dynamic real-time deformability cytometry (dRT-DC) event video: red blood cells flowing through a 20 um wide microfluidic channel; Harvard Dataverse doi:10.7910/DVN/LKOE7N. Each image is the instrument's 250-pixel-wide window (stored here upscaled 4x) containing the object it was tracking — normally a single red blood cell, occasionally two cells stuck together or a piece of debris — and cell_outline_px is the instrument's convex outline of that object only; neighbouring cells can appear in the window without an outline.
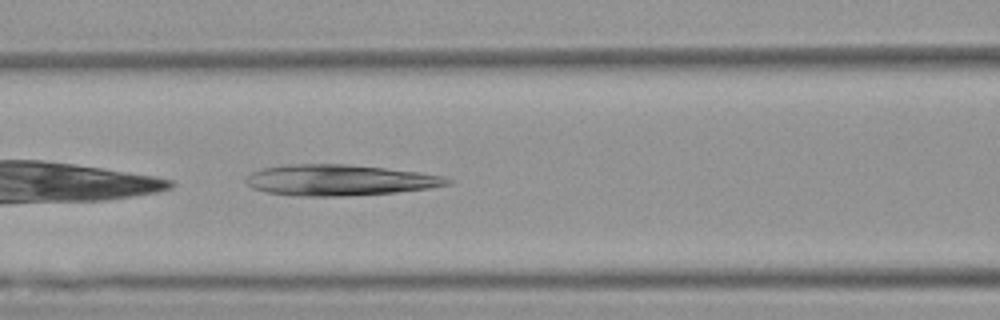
{"species": "Egyptian fruit bat (a non-hibernating species)", "species_latin": "Rousettus aegyptiacus", "temperature_condition": "warm", "stored_images_in_passage": 34, "camera_frame_rate_fps": 3000, "um_per_image_px": 0.085, "animal": {"sex": "female"}, "frame": {"image": 1, "passage_image": 6, "time_ms": 1.667, "image_size_px": [1000, 320], "cell_outline_px": [[452, 180], [448, 184], [428, 188], [396, 192], [348, 196], [296, 196], [264, 192], [252, 188], [244, 180], [244, 176], [260, 168], [284, 164], [348, 164], [420, 172], [440, 176]], "centroid_in_image_um": [28.75, 15.31], "position_along_channel_um": 137.8, "area_um2": 36.47}}
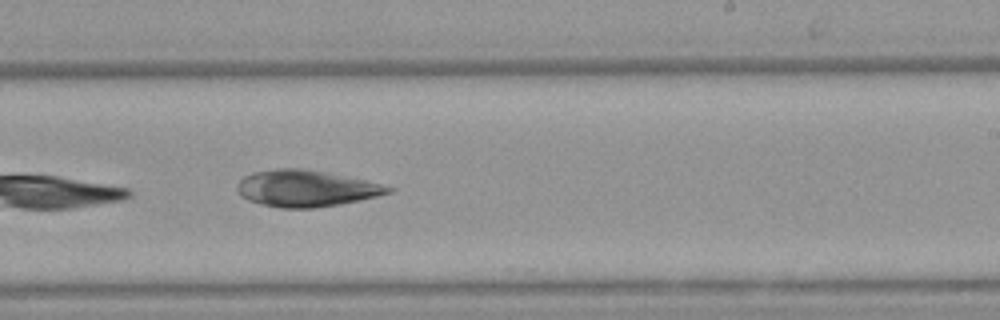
{"frame": {"image": 2, "passage_image": 16, "time_ms": 5.0, "image_size_px": [1000, 320], "cell_outline_px": [[396, 188], [392, 192], [360, 200], [340, 204], [316, 208], [280, 208], [260, 204], [248, 200], [240, 196], [236, 188], [236, 184], [244, 176], [252, 172], [276, 168], [304, 168], [368, 180]], "centroid_in_image_um": [26.0, 16.01], "position_along_channel_um": 263.0, "area_um2": 32.48}}
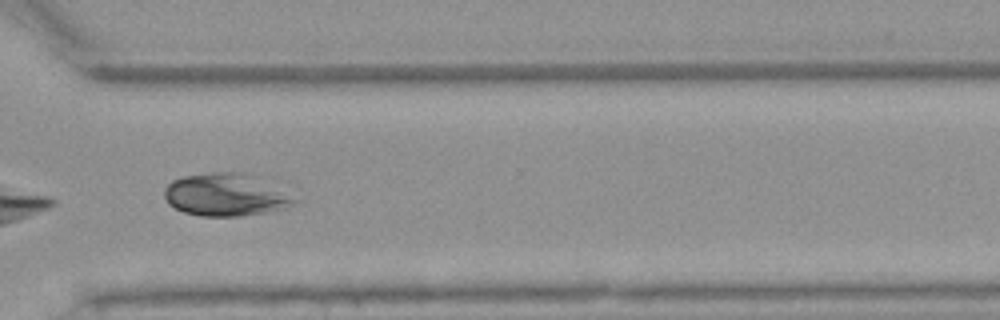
{"frame": {"image": 3, "passage_image": 23, "time_ms": 7.333, "image_size_px": [1000, 320], "cell_outline_px": [[300, 200], [264, 212], [240, 216], [200, 216], [184, 212], [168, 204], [164, 196], [164, 188], [172, 180], [184, 176], [208, 172], [244, 172], [272, 176]], "centroid_in_image_um": [19.3, 16.49], "position_along_channel_um": 351.3, "area_um2": 33.47}}